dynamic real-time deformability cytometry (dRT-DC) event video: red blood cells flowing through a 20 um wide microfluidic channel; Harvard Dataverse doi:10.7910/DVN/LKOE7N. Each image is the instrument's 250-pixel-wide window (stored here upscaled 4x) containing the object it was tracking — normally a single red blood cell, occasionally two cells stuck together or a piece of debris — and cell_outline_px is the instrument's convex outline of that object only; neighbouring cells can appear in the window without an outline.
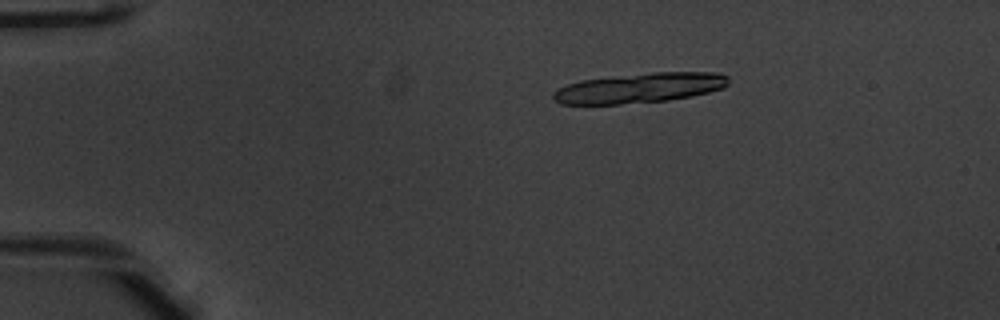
{"species": "common noctule bat (a hibernating species)", "species_latin": "Nyctalus noctula", "temperature_condition": "warm", "stored_images_in_passage": 10, "camera_frame_rate_fps": 3000, "um_per_image_px": 0.085, "animal": {"sex": "male", "body_mass_g": 20.1, "forearm_length_mm": 53.5}, "frame": {"image": 1, "passage_image": 1, "time_ms": 0.0, "image_size_px": [1000, 320], "cell_outline_px": [[728, 84], [724, 88], [692, 96], [668, 100], [620, 104], [560, 104], [552, 96], [552, 92], [568, 84], [580, 80], [612, 76], [652, 72], [716, 72], [728, 76]], "centroid_in_image_um": [54.38, 7.47], "position_along_channel_um": 30.6, "area_um2": 30.58}}